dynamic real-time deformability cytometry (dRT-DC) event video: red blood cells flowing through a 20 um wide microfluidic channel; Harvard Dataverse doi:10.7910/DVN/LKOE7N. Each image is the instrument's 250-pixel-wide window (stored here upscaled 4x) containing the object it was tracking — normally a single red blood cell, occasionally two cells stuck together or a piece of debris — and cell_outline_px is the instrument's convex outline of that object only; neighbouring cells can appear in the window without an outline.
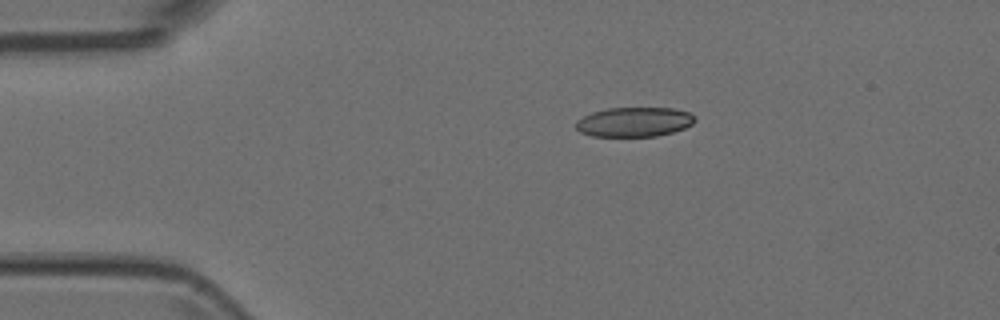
{"species": "Egyptian fruit bat (a non-hibernating species)", "species_latin": "Rousettus aegyptiacus", "temperature_condition": "room temperature", "stored_images_in_passage": 3, "camera_frame_rate_fps": 3000, "um_per_image_px": 0.085, "animal": {"sex": "female"}, "frame": {"image": 1, "passage_image": 1, "time_ms": 0.0, "image_size_px": [1000, 320], "cell_outline_px": [[696, 120], [692, 124], [684, 128], [672, 132], [656, 136], [592, 136], [580, 132], [576, 128], [576, 120], [592, 112], [608, 108], [672, 108], [688, 112], [696, 116]], "centroid_in_image_um": [53.91, 10.36], "position_along_channel_um": 31.1, "area_um2": 20.46}}